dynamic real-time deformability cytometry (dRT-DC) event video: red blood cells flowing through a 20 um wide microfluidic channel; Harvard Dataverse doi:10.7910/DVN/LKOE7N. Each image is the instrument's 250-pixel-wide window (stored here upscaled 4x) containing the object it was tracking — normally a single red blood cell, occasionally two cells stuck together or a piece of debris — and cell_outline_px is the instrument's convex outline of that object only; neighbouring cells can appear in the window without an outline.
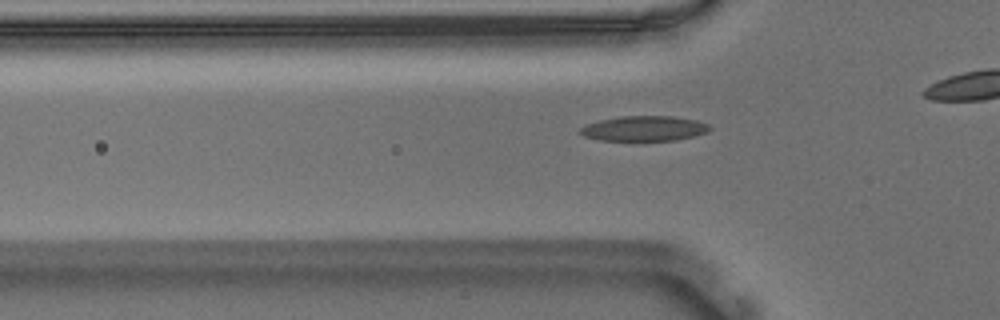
{"species": "Egyptian fruit bat (a non-hibernating species)", "species_latin": "Rousettus aegyptiacus", "temperature_condition": "warm", "stored_images_in_passage": 34, "camera_frame_rate_fps": 3000, "um_per_image_px": 0.085, "animal": {"sex": "male"}, "frame": {"image": 1, "passage_image": 8, "time_ms": 2.333, "image_size_px": [1000, 320], "cell_outline_px": [[712, 128], [708, 132], [676, 140], [600, 140], [584, 136], [580, 132], [580, 128], [584, 124], [600, 120], [620, 116], [672, 116], [696, 120], [708, 124]], "centroid_in_image_um": [54.75, 10.91], "position_along_channel_um": 71.1, "area_um2": 18.84}}
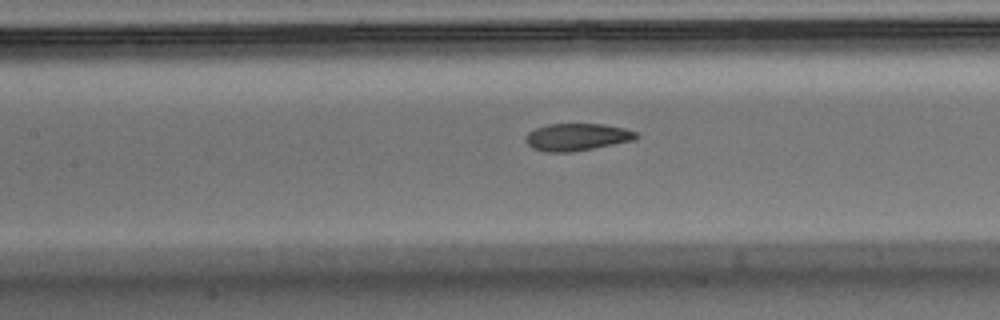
{"frame": {"image": 2, "passage_image": 15, "time_ms": 4.667, "image_size_px": [1000, 320], "cell_outline_px": [[640, 136], [636, 140], [572, 152], [548, 152], [532, 148], [524, 140], [528, 132], [536, 128], [548, 124], [604, 124], [624, 128], [636, 132]], "centroid_in_image_um": [49.06, 11.65], "position_along_channel_um": 158.3, "area_um2": 17.63}}
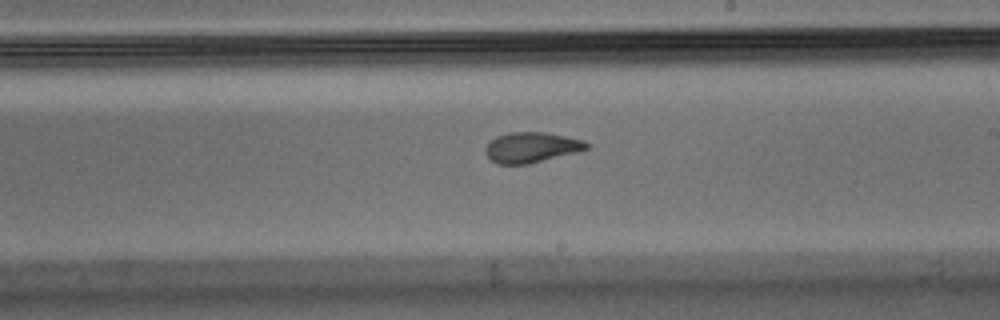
{"frame": {"image": 3, "passage_image": 22, "time_ms": 7.0, "image_size_px": [1000, 320], "cell_outline_px": [[588, 148], [576, 152], [528, 164], [496, 164], [484, 152], [484, 148], [496, 136], [508, 132], [544, 132], [584, 140], [588, 144]], "centroid_in_image_um": [45.14, 12.52], "position_along_channel_um": 243.9, "area_um2": 17.74}}